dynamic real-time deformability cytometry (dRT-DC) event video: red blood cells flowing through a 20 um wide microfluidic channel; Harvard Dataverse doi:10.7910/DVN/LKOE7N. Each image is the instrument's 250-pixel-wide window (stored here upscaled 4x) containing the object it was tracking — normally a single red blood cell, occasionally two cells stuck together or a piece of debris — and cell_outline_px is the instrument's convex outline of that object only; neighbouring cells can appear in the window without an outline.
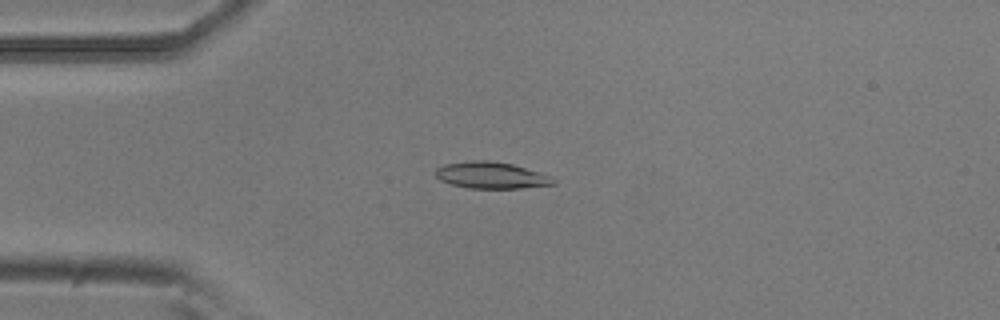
{"species": "common noctule bat (a hibernating species)", "species_latin": "Nyctalus noctula", "temperature_condition": "room temperature", "stored_images_in_passage": 48, "camera_frame_rate_fps": 3000, "um_per_image_px": 0.085, "animal": {"sex": "male", "body_mass_g": 20.5, "forearm_length_mm": 52.5}, "frame": {"image": 1, "passage_image": 8, "time_ms": 2.333, "image_size_px": [1000, 320], "cell_outline_px": [[556, 184], [520, 188], [468, 188], [452, 184], [440, 180], [436, 176], [436, 168], [444, 164], [472, 160], [488, 160], [512, 164], [552, 176], [556, 180]], "centroid_in_image_um": [41.76, 14.89], "position_along_channel_um": 43.2, "area_um2": 18.21}}
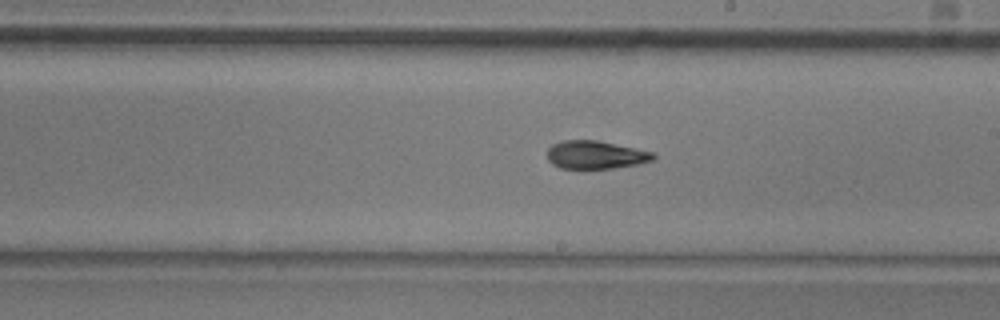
{"frame": {"image": 2, "passage_image": 25, "time_ms": 8.0, "image_size_px": [1000, 320], "cell_outline_px": [[656, 156], [652, 160], [636, 164], [612, 168], [560, 168], [552, 164], [548, 160], [548, 148], [552, 144], [564, 140], [596, 140], [656, 152]], "centroid_in_image_um": [50.63, 13.15], "position_along_channel_um": 238.4, "area_um2": 17.28}}
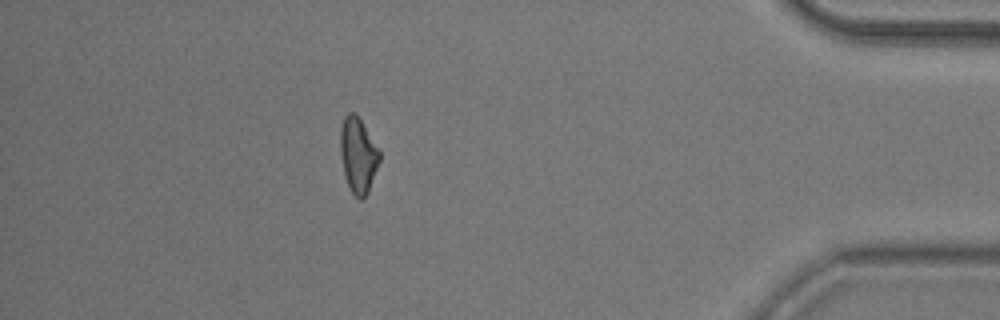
{"frame": {"image": 3, "passage_image": 42, "time_ms": 13.667, "image_size_px": [1000, 320], "cell_outline_px": [[380, 160], [368, 192], [360, 200], [352, 192], [348, 184], [344, 172], [340, 152], [340, 128], [344, 116], [348, 112], [352, 112], [360, 120], [380, 152]], "centroid_in_image_um": [30.42, 13.18], "position_along_channel_um": 404.8, "area_um2": 16.76}, "authors_computed_cell_mechanics": {"area_um2": 17.629, "velocity_mm_per_s": 3.765, "shape_relaxation_time_tau1_ms": 5.4696, "shape_relaxation_time_tau2_ms": 2.5226, "deformation_change_tau1": 0.1642, "deformation_change_tau2": 0.0909}}